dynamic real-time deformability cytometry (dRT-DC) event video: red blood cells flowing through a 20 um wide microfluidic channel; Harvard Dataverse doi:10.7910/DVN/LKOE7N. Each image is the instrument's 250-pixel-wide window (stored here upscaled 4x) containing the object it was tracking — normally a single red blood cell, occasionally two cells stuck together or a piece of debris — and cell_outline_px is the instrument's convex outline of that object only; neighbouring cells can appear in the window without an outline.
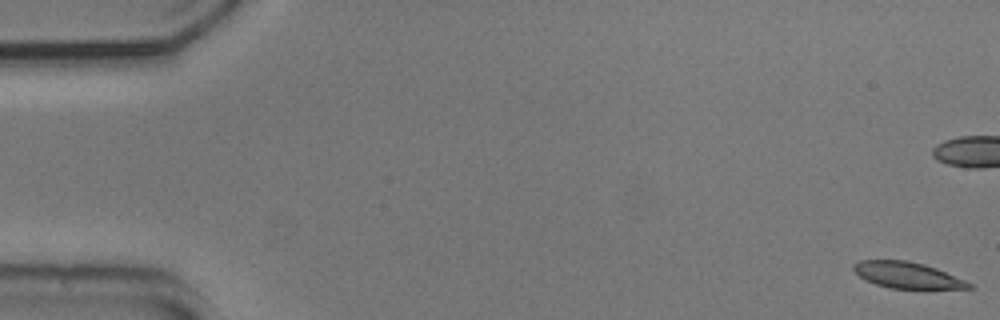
{"species": "common noctule bat (a hibernating species)", "species_latin": "Nyctalus noctula", "temperature_condition": "cold", "stored_images_in_passage": 15, "camera_frame_rate_fps": 3000, "um_per_image_px": 0.085, "animal": {"sex": "male", "body_mass_g": 20.5, "forearm_length_mm": 52.5}, "frame": {"image": 1, "passage_image": 1, "time_ms": 0.0, "image_size_px": [1000, 320], "cell_outline_px": [[976, 288], [888, 288], [864, 280], [852, 268], [852, 264], [860, 260], [908, 260], [924, 264], [936, 268], [976, 284]], "centroid_in_image_um": [77.14, 23.38], "position_along_channel_um": 7.9, "area_um2": 17.69}}